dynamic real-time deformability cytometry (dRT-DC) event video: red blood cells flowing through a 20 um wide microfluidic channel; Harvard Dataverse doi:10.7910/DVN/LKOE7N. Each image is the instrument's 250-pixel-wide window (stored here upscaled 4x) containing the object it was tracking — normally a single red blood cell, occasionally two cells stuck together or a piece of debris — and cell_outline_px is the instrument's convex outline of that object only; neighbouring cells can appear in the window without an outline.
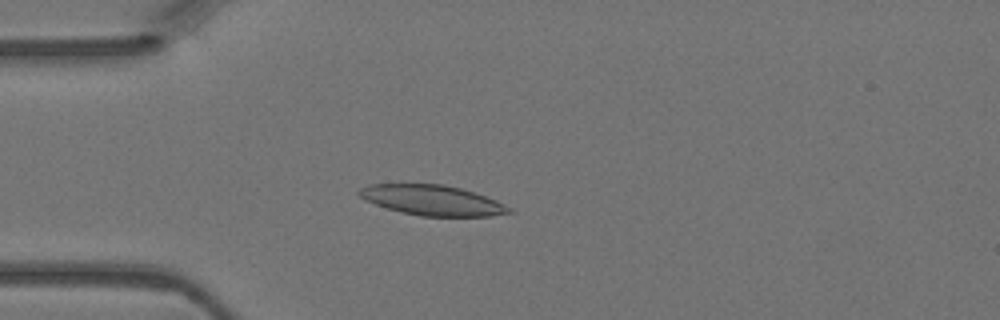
{"species": "Egyptian fruit bat (a non-hibernating species)", "species_latin": "Rousettus aegyptiacus", "temperature_condition": "warm", "stored_images_in_passage": 4, "camera_frame_rate_fps": 3000, "um_per_image_px": 0.085, "animal": {"sex": "female"}, "frame": {"image": 1, "passage_image": 4, "time_ms": 1.0, "image_size_px": [1000, 320], "cell_outline_px": [[516, 212], [492, 216], [420, 216], [400, 212], [364, 200], [356, 192], [360, 188], [372, 184], [444, 184], [460, 188], [496, 200], [512, 208]], "centroid_in_image_um": [36.76, 17.03], "position_along_channel_um": 48.2, "area_um2": 26.36}}